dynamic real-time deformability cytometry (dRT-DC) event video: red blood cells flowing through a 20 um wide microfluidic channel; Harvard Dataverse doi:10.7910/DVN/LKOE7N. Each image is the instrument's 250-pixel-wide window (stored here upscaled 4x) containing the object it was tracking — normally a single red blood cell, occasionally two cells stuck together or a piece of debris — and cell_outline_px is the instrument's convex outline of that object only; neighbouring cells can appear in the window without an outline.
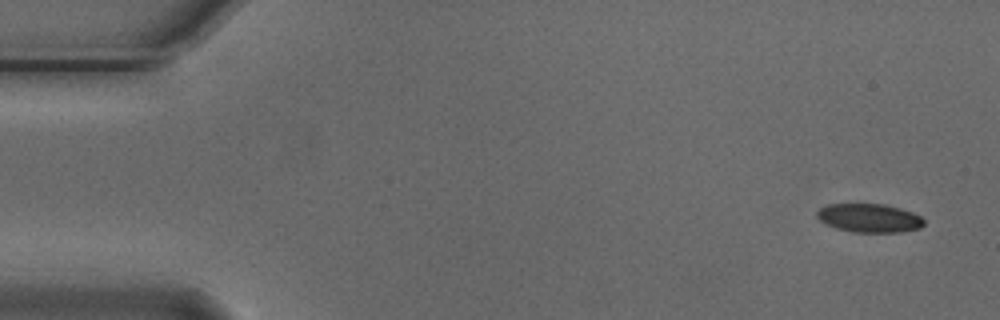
{"species": "Egyptian fruit bat (a non-hibernating species)", "species_latin": "Rousettus aegyptiacus", "temperature_condition": "cold", "stored_images_in_passage": 4, "camera_frame_rate_fps": 3000, "um_per_image_px": 0.085, "animal": {"sex": "male"}, "frame": {"image": 1, "passage_image": 1, "time_ms": 0.0, "image_size_px": [1000, 320], "cell_outline_px": [[924, 224], [920, 228], [900, 232], [852, 232], [836, 228], [824, 224], [816, 216], [816, 212], [820, 208], [828, 204], [884, 204], [900, 208], [912, 212], [920, 216], [924, 220]], "centroid_in_image_um": [73.87, 18.53], "position_along_channel_um": 11.1, "area_um2": 17.92}}
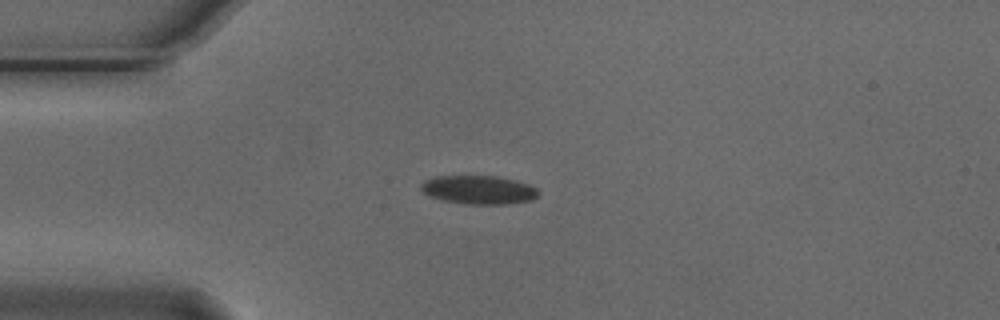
{"frame": {"image": 2, "passage_image": 4, "time_ms": 1.0, "image_size_px": [1000, 320], "cell_outline_px": [[540, 192], [532, 200], [508, 204], [464, 204], [440, 200], [428, 196], [420, 188], [420, 184], [424, 180], [436, 176], [496, 176], [528, 184], [536, 188]], "centroid_in_image_um": [40.64, 16.14], "position_along_channel_um": 44.4, "area_um2": 19.65}}